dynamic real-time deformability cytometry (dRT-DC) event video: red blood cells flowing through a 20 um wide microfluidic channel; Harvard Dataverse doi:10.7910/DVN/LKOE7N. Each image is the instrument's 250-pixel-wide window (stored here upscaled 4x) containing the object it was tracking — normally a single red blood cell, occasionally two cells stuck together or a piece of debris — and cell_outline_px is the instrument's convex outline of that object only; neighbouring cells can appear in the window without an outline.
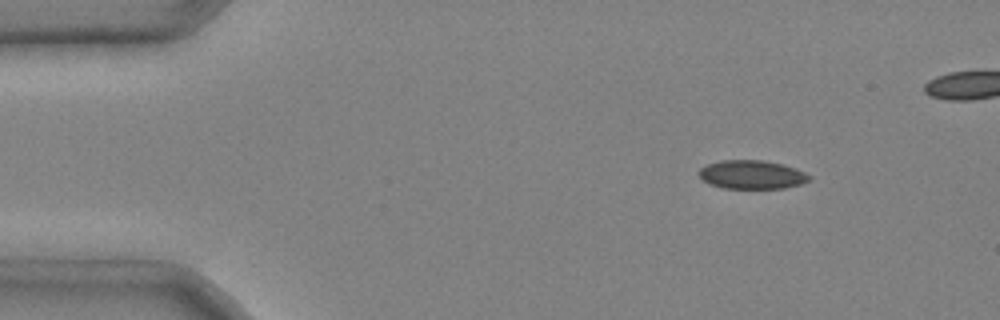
{"species": "common noctule bat (a hibernating species)", "species_latin": "Nyctalus noctula", "temperature_condition": "cold", "stored_images_in_passage": 4, "camera_frame_rate_fps": 3000, "um_per_image_px": 0.085, "animal": {"sex": "male", "body_mass_g": 20.4}, "frame": {"image": 1, "passage_image": 1, "time_ms": 0.0, "image_size_px": [1000, 320], "cell_outline_px": [[812, 176], [808, 180], [800, 184], [784, 188], [724, 188], [708, 184], [696, 172], [700, 168], [708, 164], [720, 160], [764, 160], [784, 164], [796, 168]], "centroid_in_image_um": [63.89, 14.83], "position_along_channel_um": 21.1, "area_um2": 18.5}}